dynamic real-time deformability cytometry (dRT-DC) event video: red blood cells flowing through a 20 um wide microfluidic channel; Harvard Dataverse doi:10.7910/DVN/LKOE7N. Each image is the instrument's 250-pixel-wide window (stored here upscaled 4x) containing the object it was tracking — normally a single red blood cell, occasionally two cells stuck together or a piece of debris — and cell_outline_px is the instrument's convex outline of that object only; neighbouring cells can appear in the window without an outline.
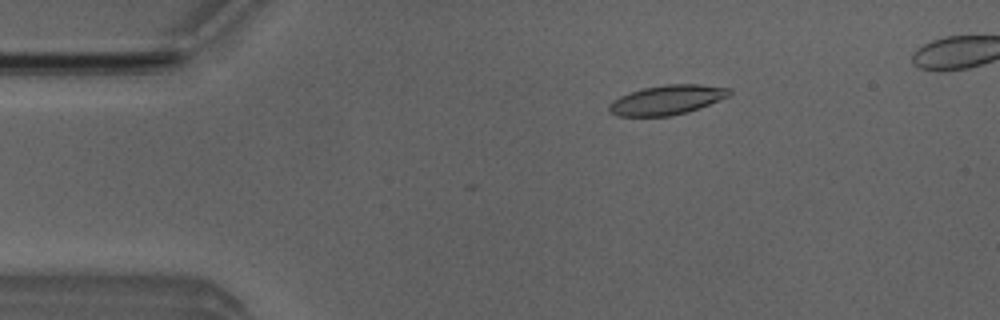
{"species": "Egyptian fruit bat (a non-hibernating species)", "species_latin": "Rousettus aegyptiacus", "temperature_condition": "room temperature", "stored_images_in_passage": 35, "camera_frame_rate_fps": 3000, "um_per_image_px": 0.085, "animal": {"sex": "male"}, "frame": {"image": 1, "passage_image": 9, "time_ms": 2.667, "image_size_px": [1000, 320], "cell_outline_px": [[732, 92], [728, 96], [700, 108], [688, 112], [672, 116], [616, 116], [608, 112], [608, 104], [612, 100], [620, 96], [644, 88], [664, 84], [700, 84], [732, 88]], "centroid_in_image_um": [56.69, 8.5], "position_along_channel_um": 28.3, "area_um2": 20.87}}
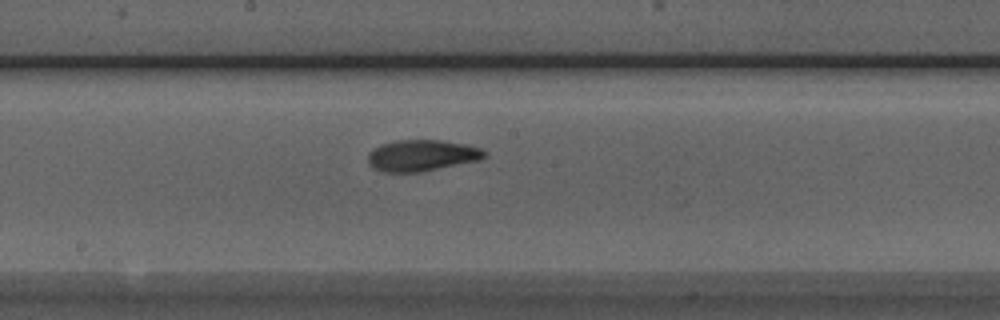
{"frame": {"image": 2, "passage_image": 27, "time_ms": 8.667, "image_size_px": [1000, 320], "cell_outline_px": [[488, 156], [480, 160], [420, 172], [380, 172], [372, 168], [368, 164], [368, 152], [372, 148], [396, 140], [444, 140], [464, 144], [480, 148], [488, 152]], "centroid_in_image_um": [35.85, 13.22], "position_along_channel_um": 212.4, "area_um2": 21.5}}
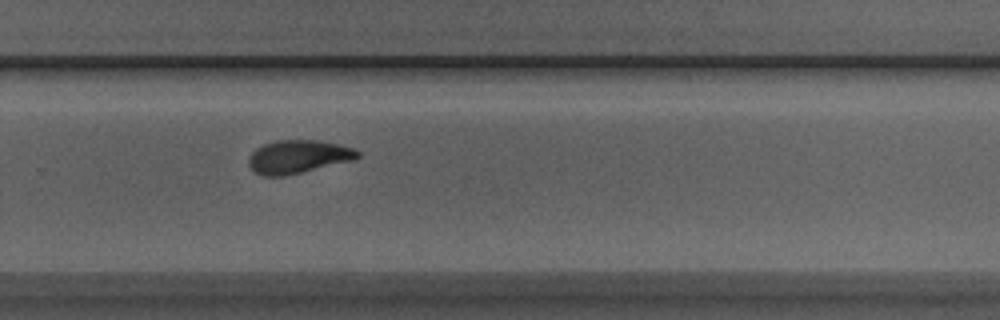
{"frame": {"image": 3, "passage_image": 34, "time_ms": 11.0, "image_size_px": [1000, 320], "cell_outline_px": [[360, 156], [356, 160], [284, 176], [264, 176], [256, 172], [248, 164], [248, 160], [252, 152], [256, 148], [264, 144], [276, 140], [320, 140], [356, 148], [360, 152]], "centroid_in_image_um": [25.4, 13.31], "position_along_channel_um": 304.4, "area_um2": 21.27}, "authors_computed_cell_mechanics": {"area_um2": 20.9814, "velocity_mm_per_s": 3.951, "shape_relaxation_time_tau1_ms": 4.3762, "shape_relaxation_time_tau2_ms": 1.7436, "deformation_change_tau1": 0.1405, "deformation_change_tau2": 0.0705}}